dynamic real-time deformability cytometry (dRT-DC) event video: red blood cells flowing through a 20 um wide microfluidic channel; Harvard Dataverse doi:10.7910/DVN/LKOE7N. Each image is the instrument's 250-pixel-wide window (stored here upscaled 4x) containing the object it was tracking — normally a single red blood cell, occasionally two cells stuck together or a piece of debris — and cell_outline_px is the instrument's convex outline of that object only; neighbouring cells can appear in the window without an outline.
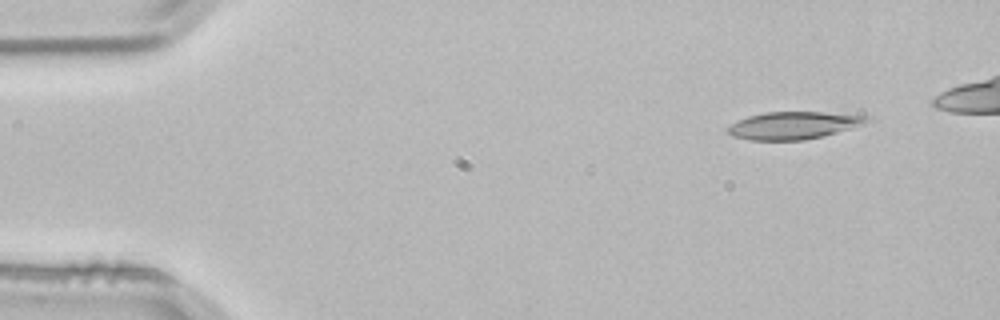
{"species": "common noctule bat (a hibernating species)", "species_latin": "Nyctalus noctula", "temperature_condition": "room temperature", "stored_images_in_passage": 3, "camera_frame_rate_fps": 3000, "um_per_image_px": 0.085, "animal": {"sex": "male", "body_mass_g": 21.5, "forearm_length_mm": 52.0}, "frame": {"image": 1, "passage_image": 1, "time_ms": 0.0, "image_size_px": [1000, 320], "cell_outline_px": [[872, 120], [836, 132], [804, 140], [748, 140], [732, 136], [728, 132], [728, 128], [732, 124], [748, 116], [764, 112], [824, 112], [868, 116]], "centroid_in_image_um": [67.4, 10.65], "position_along_channel_um": 17.6, "area_um2": 21.79}}
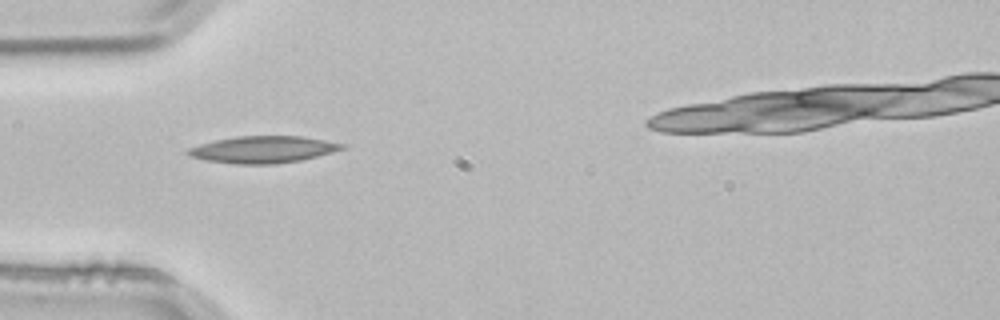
{"frame": {"image": 2, "passage_image": 3, "time_ms": 0.667, "image_size_px": [1000, 320], "cell_outline_px": [[344, 148], [332, 152], [300, 160], [276, 164], [232, 164], [208, 160], [188, 156], [184, 152], [188, 148], [200, 144], [216, 140], [236, 136], [304, 136], [344, 144]], "centroid_in_image_um": [22.31, 12.71], "position_along_channel_um": 62.7, "area_um2": 24.04}}